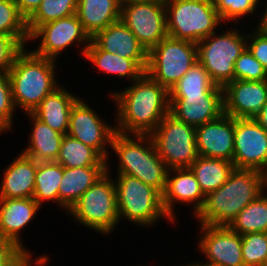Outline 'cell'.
I'll use <instances>...</instances> for the list:
<instances>
[{
    "label": "cell",
    "mask_w": 267,
    "mask_h": 266,
    "mask_svg": "<svg viewBox=\"0 0 267 266\" xmlns=\"http://www.w3.org/2000/svg\"><path fill=\"white\" fill-rule=\"evenodd\" d=\"M122 93H113L118 104L116 132L150 135L169 113V92L146 72Z\"/></svg>",
    "instance_id": "1"
},
{
    "label": "cell",
    "mask_w": 267,
    "mask_h": 266,
    "mask_svg": "<svg viewBox=\"0 0 267 266\" xmlns=\"http://www.w3.org/2000/svg\"><path fill=\"white\" fill-rule=\"evenodd\" d=\"M262 193L260 171L234 169L219 189L205 195L203 206L196 215L201 224L229 226Z\"/></svg>",
    "instance_id": "2"
},
{
    "label": "cell",
    "mask_w": 267,
    "mask_h": 266,
    "mask_svg": "<svg viewBox=\"0 0 267 266\" xmlns=\"http://www.w3.org/2000/svg\"><path fill=\"white\" fill-rule=\"evenodd\" d=\"M25 51L23 48L16 55L8 77L14 106L19 105L26 113H32L58 85L54 60Z\"/></svg>",
    "instance_id": "3"
},
{
    "label": "cell",
    "mask_w": 267,
    "mask_h": 266,
    "mask_svg": "<svg viewBox=\"0 0 267 266\" xmlns=\"http://www.w3.org/2000/svg\"><path fill=\"white\" fill-rule=\"evenodd\" d=\"M116 132L111 148L119 156L118 175H130L143 183L156 188L161 194L165 191L168 169L160 158L150 135H134ZM148 138V139H147ZM142 141L148 144L144 147Z\"/></svg>",
    "instance_id": "4"
},
{
    "label": "cell",
    "mask_w": 267,
    "mask_h": 266,
    "mask_svg": "<svg viewBox=\"0 0 267 266\" xmlns=\"http://www.w3.org/2000/svg\"><path fill=\"white\" fill-rule=\"evenodd\" d=\"M168 36L198 43L221 22L212 0H164Z\"/></svg>",
    "instance_id": "5"
},
{
    "label": "cell",
    "mask_w": 267,
    "mask_h": 266,
    "mask_svg": "<svg viewBox=\"0 0 267 266\" xmlns=\"http://www.w3.org/2000/svg\"><path fill=\"white\" fill-rule=\"evenodd\" d=\"M197 60V43L167 36L148 52L146 73L169 91Z\"/></svg>",
    "instance_id": "6"
},
{
    "label": "cell",
    "mask_w": 267,
    "mask_h": 266,
    "mask_svg": "<svg viewBox=\"0 0 267 266\" xmlns=\"http://www.w3.org/2000/svg\"><path fill=\"white\" fill-rule=\"evenodd\" d=\"M106 172L68 210L78 222L97 232L110 233L119 222L116 187Z\"/></svg>",
    "instance_id": "7"
},
{
    "label": "cell",
    "mask_w": 267,
    "mask_h": 266,
    "mask_svg": "<svg viewBox=\"0 0 267 266\" xmlns=\"http://www.w3.org/2000/svg\"><path fill=\"white\" fill-rule=\"evenodd\" d=\"M150 136L168 170L189 168L199 156L196 127L177 120L170 113Z\"/></svg>",
    "instance_id": "8"
},
{
    "label": "cell",
    "mask_w": 267,
    "mask_h": 266,
    "mask_svg": "<svg viewBox=\"0 0 267 266\" xmlns=\"http://www.w3.org/2000/svg\"><path fill=\"white\" fill-rule=\"evenodd\" d=\"M119 219L127 217L134 223L150 225L161 216L168 217L162 204V194L130 175H119L115 183Z\"/></svg>",
    "instance_id": "9"
},
{
    "label": "cell",
    "mask_w": 267,
    "mask_h": 266,
    "mask_svg": "<svg viewBox=\"0 0 267 266\" xmlns=\"http://www.w3.org/2000/svg\"><path fill=\"white\" fill-rule=\"evenodd\" d=\"M240 34L231 30L216 36L214 32L197 43V59L218 86L234 80V63L247 48L246 36Z\"/></svg>",
    "instance_id": "10"
},
{
    "label": "cell",
    "mask_w": 267,
    "mask_h": 266,
    "mask_svg": "<svg viewBox=\"0 0 267 266\" xmlns=\"http://www.w3.org/2000/svg\"><path fill=\"white\" fill-rule=\"evenodd\" d=\"M120 20L147 52L168 36L164 0L124 4Z\"/></svg>",
    "instance_id": "11"
},
{
    "label": "cell",
    "mask_w": 267,
    "mask_h": 266,
    "mask_svg": "<svg viewBox=\"0 0 267 266\" xmlns=\"http://www.w3.org/2000/svg\"><path fill=\"white\" fill-rule=\"evenodd\" d=\"M235 169L261 171L267 164V131L254 118H234Z\"/></svg>",
    "instance_id": "12"
},
{
    "label": "cell",
    "mask_w": 267,
    "mask_h": 266,
    "mask_svg": "<svg viewBox=\"0 0 267 266\" xmlns=\"http://www.w3.org/2000/svg\"><path fill=\"white\" fill-rule=\"evenodd\" d=\"M42 37L40 46L32 52L40 57L56 60L59 53L73 42H85L83 48L85 55L87 47L90 45L91 37L84 30L82 23L76 14L60 18L43 25H40L30 36L29 40Z\"/></svg>",
    "instance_id": "13"
},
{
    "label": "cell",
    "mask_w": 267,
    "mask_h": 266,
    "mask_svg": "<svg viewBox=\"0 0 267 266\" xmlns=\"http://www.w3.org/2000/svg\"><path fill=\"white\" fill-rule=\"evenodd\" d=\"M169 113L194 127L213 121L224 114L223 87L210 94L169 95Z\"/></svg>",
    "instance_id": "14"
},
{
    "label": "cell",
    "mask_w": 267,
    "mask_h": 266,
    "mask_svg": "<svg viewBox=\"0 0 267 266\" xmlns=\"http://www.w3.org/2000/svg\"><path fill=\"white\" fill-rule=\"evenodd\" d=\"M115 133L116 129L101 121L85 102L78 99L74 103L69 118L68 135L95 149L106 160L108 154L105 145L111 144Z\"/></svg>",
    "instance_id": "15"
},
{
    "label": "cell",
    "mask_w": 267,
    "mask_h": 266,
    "mask_svg": "<svg viewBox=\"0 0 267 266\" xmlns=\"http://www.w3.org/2000/svg\"><path fill=\"white\" fill-rule=\"evenodd\" d=\"M200 249L208 258L205 266H244L241 235L228 226L201 224Z\"/></svg>",
    "instance_id": "16"
},
{
    "label": "cell",
    "mask_w": 267,
    "mask_h": 266,
    "mask_svg": "<svg viewBox=\"0 0 267 266\" xmlns=\"http://www.w3.org/2000/svg\"><path fill=\"white\" fill-rule=\"evenodd\" d=\"M224 113L233 118H254L267 101V80H233L223 87Z\"/></svg>",
    "instance_id": "17"
},
{
    "label": "cell",
    "mask_w": 267,
    "mask_h": 266,
    "mask_svg": "<svg viewBox=\"0 0 267 266\" xmlns=\"http://www.w3.org/2000/svg\"><path fill=\"white\" fill-rule=\"evenodd\" d=\"M234 118L222 114L219 118L196 127V145L199 156L233 162Z\"/></svg>",
    "instance_id": "18"
},
{
    "label": "cell",
    "mask_w": 267,
    "mask_h": 266,
    "mask_svg": "<svg viewBox=\"0 0 267 266\" xmlns=\"http://www.w3.org/2000/svg\"><path fill=\"white\" fill-rule=\"evenodd\" d=\"M91 40L101 50L134 60L146 72L148 52L120 19L98 31Z\"/></svg>",
    "instance_id": "19"
},
{
    "label": "cell",
    "mask_w": 267,
    "mask_h": 266,
    "mask_svg": "<svg viewBox=\"0 0 267 266\" xmlns=\"http://www.w3.org/2000/svg\"><path fill=\"white\" fill-rule=\"evenodd\" d=\"M176 175H174V172ZM170 169L167 173L166 188L162 194V204L164 211L168 215L169 219L174 221L173 202L178 201L182 203H196L195 215L202 208L205 195L201 191L198 181L194 173L190 168ZM173 173V177L170 178V173ZM201 199V200H200ZM197 201V202H196Z\"/></svg>",
    "instance_id": "20"
},
{
    "label": "cell",
    "mask_w": 267,
    "mask_h": 266,
    "mask_svg": "<svg viewBox=\"0 0 267 266\" xmlns=\"http://www.w3.org/2000/svg\"><path fill=\"white\" fill-rule=\"evenodd\" d=\"M0 236L24 250L19 231L24 228L41 207L33 198L0 199Z\"/></svg>",
    "instance_id": "21"
},
{
    "label": "cell",
    "mask_w": 267,
    "mask_h": 266,
    "mask_svg": "<svg viewBox=\"0 0 267 266\" xmlns=\"http://www.w3.org/2000/svg\"><path fill=\"white\" fill-rule=\"evenodd\" d=\"M38 162L19 155L6 169L0 188V199L33 198Z\"/></svg>",
    "instance_id": "22"
},
{
    "label": "cell",
    "mask_w": 267,
    "mask_h": 266,
    "mask_svg": "<svg viewBox=\"0 0 267 266\" xmlns=\"http://www.w3.org/2000/svg\"><path fill=\"white\" fill-rule=\"evenodd\" d=\"M107 171L108 167H63L58 203L69 210Z\"/></svg>",
    "instance_id": "23"
},
{
    "label": "cell",
    "mask_w": 267,
    "mask_h": 266,
    "mask_svg": "<svg viewBox=\"0 0 267 266\" xmlns=\"http://www.w3.org/2000/svg\"><path fill=\"white\" fill-rule=\"evenodd\" d=\"M78 99L64 88L58 87L41 101L32 114L51 129L66 135L70 113Z\"/></svg>",
    "instance_id": "24"
},
{
    "label": "cell",
    "mask_w": 267,
    "mask_h": 266,
    "mask_svg": "<svg viewBox=\"0 0 267 266\" xmlns=\"http://www.w3.org/2000/svg\"><path fill=\"white\" fill-rule=\"evenodd\" d=\"M76 15L92 38L121 17L119 0H78Z\"/></svg>",
    "instance_id": "25"
},
{
    "label": "cell",
    "mask_w": 267,
    "mask_h": 266,
    "mask_svg": "<svg viewBox=\"0 0 267 266\" xmlns=\"http://www.w3.org/2000/svg\"><path fill=\"white\" fill-rule=\"evenodd\" d=\"M33 119V131L30 144L23 154L37 162L56 161L64 134L51 129L32 113H28Z\"/></svg>",
    "instance_id": "26"
},
{
    "label": "cell",
    "mask_w": 267,
    "mask_h": 266,
    "mask_svg": "<svg viewBox=\"0 0 267 266\" xmlns=\"http://www.w3.org/2000/svg\"><path fill=\"white\" fill-rule=\"evenodd\" d=\"M194 173L204 195L219 189L234 171L233 162L218 158L198 156L189 167Z\"/></svg>",
    "instance_id": "27"
},
{
    "label": "cell",
    "mask_w": 267,
    "mask_h": 266,
    "mask_svg": "<svg viewBox=\"0 0 267 266\" xmlns=\"http://www.w3.org/2000/svg\"><path fill=\"white\" fill-rule=\"evenodd\" d=\"M107 74H118L119 77H129L133 81L139 79L145 71L132 59H128L101 50L92 40L85 52V58Z\"/></svg>",
    "instance_id": "28"
},
{
    "label": "cell",
    "mask_w": 267,
    "mask_h": 266,
    "mask_svg": "<svg viewBox=\"0 0 267 266\" xmlns=\"http://www.w3.org/2000/svg\"><path fill=\"white\" fill-rule=\"evenodd\" d=\"M62 167H108L107 161L93 148L66 134L56 159Z\"/></svg>",
    "instance_id": "29"
},
{
    "label": "cell",
    "mask_w": 267,
    "mask_h": 266,
    "mask_svg": "<svg viewBox=\"0 0 267 266\" xmlns=\"http://www.w3.org/2000/svg\"><path fill=\"white\" fill-rule=\"evenodd\" d=\"M228 227L240 235L267 232V195L262 193L249 203Z\"/></svg>",
    "instance_id": "30"
},
{
    "label": "cell",
    "mask_w": 267,
    "mask_h": 266,
    "mask_svg": "<svg viewBox=\"0 0 267 266\" xmlns=\"http://www.w3.org/2000/svg\"><path fill=\"white\" fill-rule=\"evenodd\" d=\"M63 177V167L55 162H38L33 199L42 205L44 200L58 203V190Z\"/></svg>",
    "instance_id": "31"
},
{
    "label": "cell",
    "mask_w": 267,
    "mask_h": 266,
    "mask_svg": "<svg viewBox=\"0 0 267 266\" xmlns=\"http://www.w3.org/2000/svg\"><path fill=\"white\" fill-rule=\"evenodd\" d=\"M217 86L211 80L207 70L197 60L168 92L169 95L210 94Z\"/></svg>",
    "instance_id": "32"
},
{
    "label": "cell",
    "mask_w": 267,
    "mask_h": 266,
    "mask_svg": "<svg viewBox=\"0 0 267 266\" xmlns=\"http://www.w3.org/2000/svg\"><path fill=\"white\" fill-rule=\"evenodd\" d=\"M78 0H42L36 11L27 19L29 36L45 23L76 14Z\"/></svg>",
    "instance_id": "33"
},
{
    "label": "cell",
    "mask_w": 267,
    "mask_h": 266,
    "mask_svg": "<svg viewBox=\"0 0 267 266\" xmlns=\"http://www.w3.org/2000/svg\"><path fill=\"white\" fill-rule=\"evenodd\" d=\"M0 34L13 37L23 48L29 40L27 20L13 0H0Z\"/></svg>",
    "instance_id": "34"
},
{
    "label": "cell",
    "mask_w": 267,
    "mask_h": 266,
    "mask_svg": "<svg viewBox=\"0 0 267 266\" xmlns=\"http://www.w3.org/2000/svg\"><path fill=\"white\" fill-rule=\"evenodd\" d=\"M244 266H267V232L241 235Z\"/></svg>",
    "instance_id": "35"
},
{
    "label": "cell",
    "mask_w": 267,
    "mask_h": 266,
    "mask_svg": "<svg viewBox=\"0 0 267 266\" xmlns=\"http://www.w3.org/2000/svg\"><path fill=\"white\" fill-rule=\"evenodd\" d=\"M234 80L265 81L267 71L246 48L234 63Z\"/></svg>",
    "instance_id": "36"
},
{
    "label": "cell",
    "mask_w": 267,
    "mask_h": 266,
    "mask_svg": "<svg viewBox=\"0 0 267 266\" xmlns=\"http://www.w3.org/2000/svg\"><path fill=\"white\" fill-rule=\"evenodd\" d=\"M259 0H212L221 21L239 19L240 16L253 13Z\"/></svg>",
    "instance_id": "37"
},
{
    "label": "cell",
    "mask_w": 267,
    "mask_h": 266,
    "mask_svg": "<svg viewBox=\"0 0 267 266\" xmlns=\"http://www.w3.org/2000/svg\"><path fill=\"white\" fill-rule=\"evenodd\" d=\"M14 110L8 72L0 73V128L3 131L11 128Z\"/></svg>",
    "instance_id": "38"
},
{
    "label": "cell",
    "mask_w": 267,
    "mask_h": 266,
    "mask_svg": "<svg viewBox=\"0 0 267 266\" xmlns=\"http://www.w3.org/2000/svg\"><path fill=\"white\" fill-rule=\"evenodd\" d=\"M22 49L13 37L0 34V73L8 72Z\"/></svg>",
    "instance_id": "39"
},
{
    "label": "cell",
    "mask_w": 267,
    "mask_h": 266,
    "mask_svg": "<svg viewBox=\"0 0 267 266\" xmlns=\"http://www.w3.org/2000/svg\"><path fill=\"white\" fill-rule=\"evenodd\" d=\"M256 31L247 36V38H252L251 44H247V49L267 71V33Z\"/></svg>",
    "instance_id": "40"
},
{
    "label": "cell",
    "mask_w": 267,
    "mask_h": 266,
    "mask_svg": "<svg viewBox=\"0 0 267 266\" xmlns=\"http://www.w3.org/2000/svg\"><path fill=\"white\" fill-rule=\"evenodd\" d=\"M22 249L0 236V266H7Z\"/></svg>",
    "instance_id": "41"
},
{
    "label": "cell",
    "mask_w": 267,
    "mask_h": 266,
    "mask_svg": "<svg viewBox=\"0 0 267 266\" xmlns=\"http://www.w3.org/2000/svg\"><path fill=\"white\" fill-rule=\"evenodd\" d=\"M30 257L31 255L27 250H21L7 266H32ZM47 259L46 256L39 257L35 263L37 266H42L47 262Z\"/></svg>",
    "instance_id": "42"
},
{
    "label": "cell",
    "mask_w": 267,
    "mask_h": 266,
    "mask_svg": "<svg viewBox=\"0 0 267 266\" xmlns=\"http://www.w3.org/2000/svg\"><path fill=\"white\" fill-rule=\"evenodd\" d=\"M26 20L36 11L42 0H13Z\"/></svg>",
    "instance_id": "43"
},
{
    "label": "cell",
    "mask_w": 267,
    "mask_h": 266,
    "mask_svg": "<svg viewBox=\"0 0 267 266\" xmlns=\"http://www.w3.org/2000/svg\"><path fill=\"white\" fill-rule=\"evenodd\" d=\"M257 123L267 131V101L261 108L260 112L254 117Z\"/></svg>",
    "instance_id": "44"
},
{
    "label": "cell",
    "mask_w": 267,
    "mask_h": 266,
    "mask_svg": "<svg viewBox=\"0 0 267 266\" xmlns=\"http://www.w3.org/2000/svg\"><path fill=\"white\" fill-rule=\"evenodd\" d=\"M257 30L263 33H267V5H266L264 16L263 17L261 16L260 26L258 27Z\"/></svg>",
    "instance_id": "45"
},
{
    "label": "cell",
    "mask_w": 267,
    "mask_h": 266,
    "mask_svg": "<svg viewBox=\"0 0 267 266\" xmlns=\"http://www.w3.org/2000/svg\"><path fill=\"white\" fill-rule=\"evenodd\" d=\"M260 173H261L262 192L264 193V188L267 187V164L260 171Z\"/></svg>",
    "instance_id": "46"
},
{
    "label": "cell",
    "mask_w": 267,
    "mask_h": 266,
    "mask_svg": "<svg viewBox=\"0 0 267 266\" xmlns=\"http://www.w3.org/2000/svg\"><path fill=\"white\" fill-rule=\"evenodd\" d=\"M144 1H150V0H119L120 5L134 3V2H144Z\"/></svg>",
    "instance_id": "47"
},
{
    "label": "cell",
    "mask_w": 267,
    "mask_h": 266,
    "mask_svg": "<svg viewBox=\"0 0 267 266\" xmlns=\"http://www.w3.org/2000/svg\"><path fill=\"white\" fill-rule=\"evenodd\" d=\"M193 266H205V264H198V263H196V264H193Z\"/></svg>",
    "instance_id": "48"
}]
</instances>
